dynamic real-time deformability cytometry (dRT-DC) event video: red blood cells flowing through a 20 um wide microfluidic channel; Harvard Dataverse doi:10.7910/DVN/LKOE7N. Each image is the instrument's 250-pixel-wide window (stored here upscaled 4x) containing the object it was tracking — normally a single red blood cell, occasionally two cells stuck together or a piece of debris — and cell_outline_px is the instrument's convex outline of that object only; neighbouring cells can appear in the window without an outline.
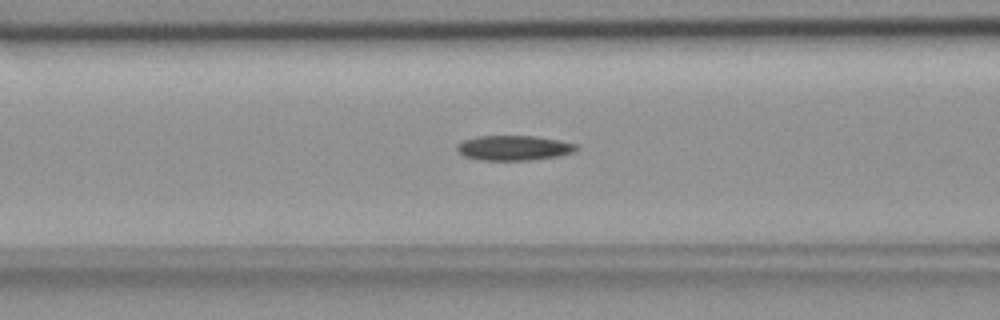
{"species": "common noctule bat (a hibernating species)", "species_latin": "Nyctalus noctula", "temperature_condition": "room temperature", "stored_images_in_passage": 55, "camera_frame_rate_fps": 3000, "um_per_image_px": 0.085, "animal": {"sex": "female", "body_mass_g": 18.4}, "frame": {"image": 1, "passage_image": 22, "time_ms": 7.0, "image_size_px": [1000, 320], "cell_outline_px": [[576, 148], [572, 152], [556, 156], [528, 160], [480, 160], [464, 156], [456, 148], [456, 144], [464, 140], [476, 136], [536, 136], [560, 140], [576, 144]], "centroid_in_image_um": [43.63, 12.56], "position_along_channel_um": 123.0, "area_um2": 17.17}}
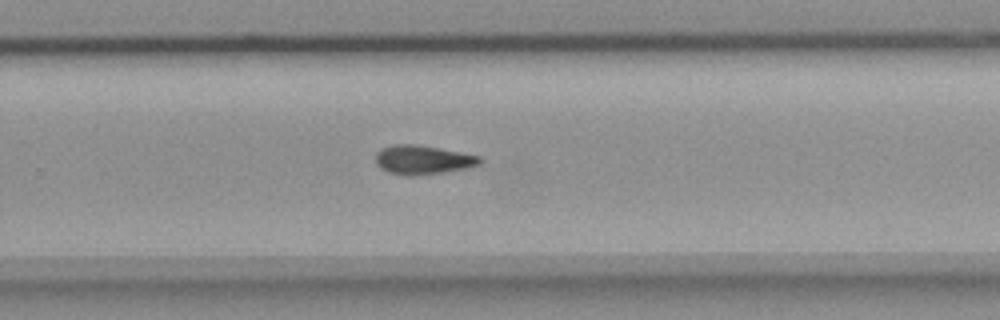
{"frame": {"image": 2, "passage_image": 36, "time_ms": 11.667, "image_size_px": [1000, 320], "cell_outline_px": [[484, 160], [480, 164], [464, 168], [444, 172], [408, 176], [388, 172], [380, 168], [376, 164], [376, 152], [380, 148], [392, 144], [416, 144], [480, 156]], "centroid_in_image_um": [35.9, 13.57], "position_along_channel_um": 293.9, "area_um2": 17.57}}
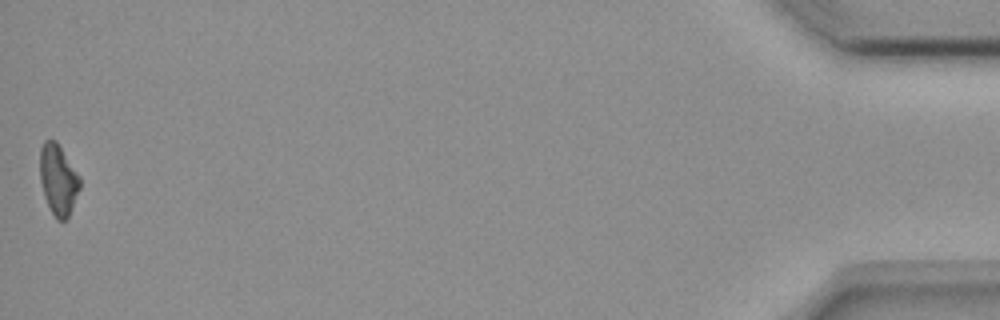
{"frame": {"image": 3, "passage_image": 55, "time_ms": 18.0, "image_size_px": [1000, 320], "cell_outline_px": [[80, 188], [68, 216], [64, 220], [56, 220], [44, 196], [40, 180], [40, 148], [44, 140], [56, 140], [80, 176]], "centroid_in_image_um": [4.94, 15.24], "position_along_channel_um": 430.3, "area_um2": 16.3}}